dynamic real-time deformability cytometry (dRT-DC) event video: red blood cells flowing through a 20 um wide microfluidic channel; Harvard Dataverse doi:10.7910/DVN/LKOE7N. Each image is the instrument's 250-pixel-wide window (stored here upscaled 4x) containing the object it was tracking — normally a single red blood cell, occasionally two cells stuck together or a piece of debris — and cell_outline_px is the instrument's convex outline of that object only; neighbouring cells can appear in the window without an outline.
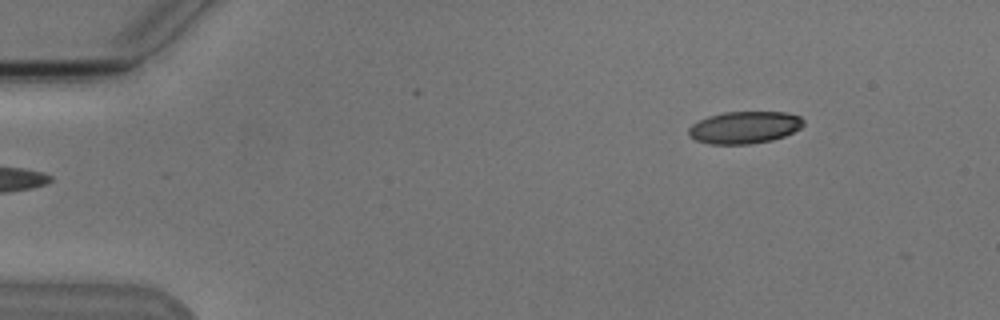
{"species": "Egyptian fruit bat (a non-hibernating species)", "species_latin": "Rousettus aegyptiacus", "temperature_condition": "cold", "stored_images_in_passage": 2, "camera_frame_rate_fps": 3000, "um_per_image_px": 0.085, "animal": {"sex": "male"}, "frame": {"image": 1, "passage_image": 1, "time_ms": 0.0, "image_size_px": [1000, 320], "cell_outline_px": [[804, 124], [800, 128], [784, 136], [772, 140], [748, 144], [708, 144], [696, 140], [688, 136], [688, 128], [692, 124], [708, 116], [724, 112], [788, 112], [800, 116], [804, 120]], "centroid_in_image_um": [63.27, 10.83], "position_along_channel_um": 21.7, "area_um2": 21.62}}